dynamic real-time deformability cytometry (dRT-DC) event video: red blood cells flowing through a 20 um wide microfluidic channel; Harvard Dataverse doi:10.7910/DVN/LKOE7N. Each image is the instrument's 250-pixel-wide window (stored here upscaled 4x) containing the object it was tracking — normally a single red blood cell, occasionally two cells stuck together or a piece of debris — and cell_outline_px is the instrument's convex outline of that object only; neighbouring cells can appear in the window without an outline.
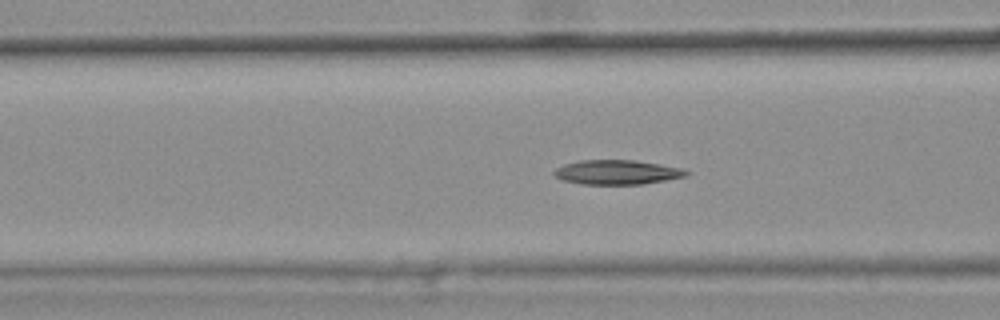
{"species": "common noctule bat (a hibernating species)", "species_latin": "Nyctalus noctula", "temperature_condition": "warm", "stored_images_in_passage": 47, "camera_frame_rate_fps": 3000, "um_per_image_px": 0.085, "animal": {"sex": "female", "body_mass_g": 25.1}, "frame": {"image": 1, "passage_image": 21, "time_ms": 6.667, "image_size_px": [1000, 320], "cell_outline_px": [[688, 176], [644, 184], [584, 184], [564, 180], [556, 176], [552, 172], [556, 168], [564, 164], [580, 160], [632, 160], [660, 164], [680, 168], [688, 172]], "centroid_in_image_um": [52.45, 14.64], "position_along_channel_um": 114.2, "area_um2": 18.67}, "authors_computed_cell_mechanics": {"area_um2": 18.9584, "velocity_mm_per_s": 3.7826, "shape_relaxation_time_tau1_ms": 9.5285, "shape_relaxation_time_tau2_ms": null, "deformation_change_tau1": 0.2224, "deformation_change_tau2": null}}